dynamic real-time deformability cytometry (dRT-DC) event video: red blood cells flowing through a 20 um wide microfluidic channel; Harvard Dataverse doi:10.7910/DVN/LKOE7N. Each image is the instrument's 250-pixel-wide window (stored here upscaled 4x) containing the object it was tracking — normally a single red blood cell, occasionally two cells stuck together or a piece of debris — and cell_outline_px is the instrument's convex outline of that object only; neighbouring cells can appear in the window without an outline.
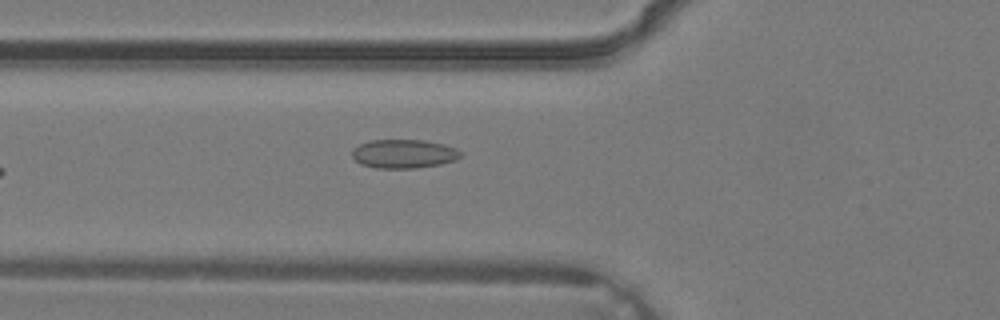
{"species": "common noctule bat (a hibernating species)", "species_latin": "Nyctalus noctula", "temperature_condition": "warm", "stored_images_in_passage": 5, "camera_frame_rate_fps": 3000, "um_per_image_px": 0.085, "animal": {"sex": "male", "body_mass_g": 19.2, "forearm_length_mm": 51.8}, "frame": {"image": 1, "passage_image": 5, "time_ms": 1.333, "image_size_px": [1000, 320], "cell_outline_px": [[460, 156], [456, 160], [440, 164], [416, 168], [376, 168], [360, 164], [352, 156], [352, 148], [360, 144], [372, 140], [424, 140], [444, 144], [456, 148], [460, 152]], "centroid_in_image_um": [34.31, 13.07], "position_along_channel_um": 91.5, "area_um2": 18.21}}